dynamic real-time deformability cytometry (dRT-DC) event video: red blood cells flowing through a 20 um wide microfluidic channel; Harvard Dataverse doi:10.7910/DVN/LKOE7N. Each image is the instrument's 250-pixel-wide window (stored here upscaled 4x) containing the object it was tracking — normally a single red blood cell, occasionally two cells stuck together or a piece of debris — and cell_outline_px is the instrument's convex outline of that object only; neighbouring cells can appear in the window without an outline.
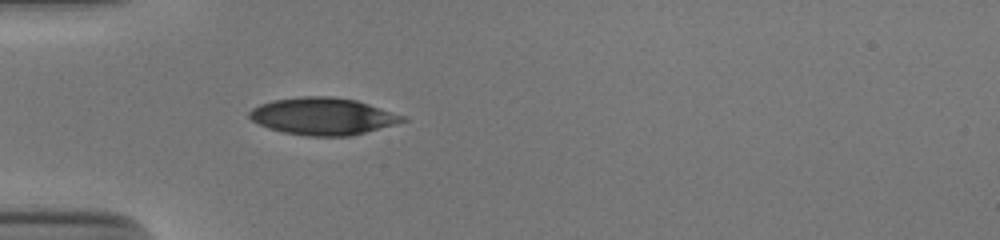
{"species": "human", "species_latin": "Homo sapiens", "temperature_condition": "cold", "stored_images_in_passage": 37, "camera_frame_rate_fps": 3000, "um_per_image_px": 0.085, "donor": {"sex": "male"}, "frame": {"image": 1, "passage_image": 1, "time_ms": 0.0, "image_size_px": [1000, 240], "cell_outline_px": [[408, 120], [364, 132], [348, 136], [308, 136], [284, 132], [268, 128], [252, 120], [248, 116], [248, 112], [252, 108], [260, 104], [272, 100], [300, 96], [332, 96], [356, 100], [404, 116]], "centroid_in_image_um": [27.39, 9.87], "position_along_channel_um": 57.6, "area_um2": 32.83}}
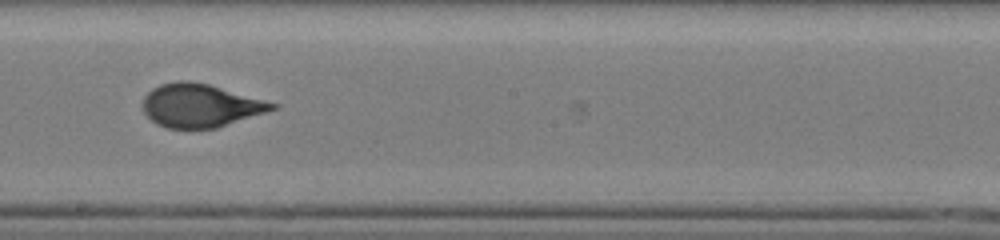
{"frame": {"image": 2, "passage_image": 15, "time_ms": 4.667, "image_size_px": [1000, 240], "cell_outline_px": [[280, 108], [216, 128], [168, 128], [156, 124], [144, 112], [144, 96], [152, 88], [160, 84], [176, 80], [188, 80], [208, 84], [280, 104]], "centroid_in_image_um": [17.06, 8.96], "position_along_channel_um": 231.1, "area_um2": 32.66}}
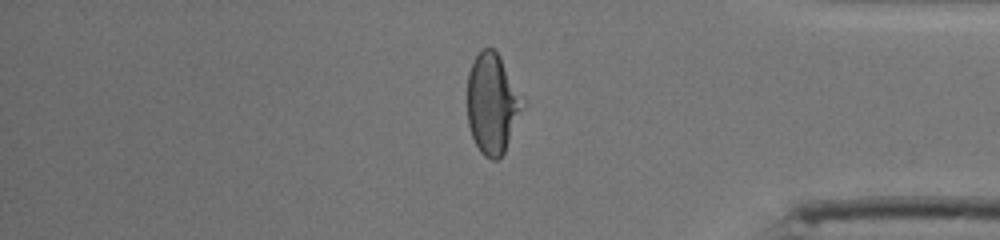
{"frame": {"image": 3, "passage_image": 29, "time_ms": 9.333, "image_size_px": [1000, 240], "cell_outline_px": [[524, 108], [504, 152], [496, 160], [492, 160], [484, 156], [480, 152], [472, 136], [468, 124], [468, 72], [476, 56], [484, 48], [492, 48], [500, 56]], "centroid_in_image_um": [41.81, 8.86], "position_along_channel_um": 393.4, "area_um2": 31.39}, "authors_computed_cell_mechanics": {"area_um2": 32.657, "velocity_mm_per_s": 3.888, "shape_relaxation_time_tau1_ms": 5.3956, "shape_relaxation_time_tau2_ms": null, "deformation_change_tau1": 0.1951, "deformation_change_tau2": null}}